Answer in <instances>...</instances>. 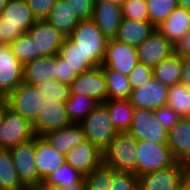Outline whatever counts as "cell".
Instances as JSON below:
<instances>
[{"mask_svg": "<svg viewBox=\"0 0 190 190\" xmlns=\"http://www.w3.org/2000/svg\"><path fill=\"white\" fill-rule=\"evenodd\" d=\"M36 22L25 0H9L0 16V44H10Z\"/></svg>", "mask_w": 190, "mask_h": 190, "instance_id": "cell-1", "label": "cell"}, {"mask_svg": "<svg viewBox=\"0 0 190 190\" xmlns=\"http://www.w3.org/2000/svg\"><path fill=\"white\" fill-rule=\"evenodd\" d=\"M137 141L129 132H118L103 151V163L118 172L137 176Z\"/></svg>", "mask_w": 190, "mask_h": 190, "instance_id": "cell-2", "label": "cell"}, {"mask_svg": "<svg viewBox=\"0 0 190 190\" xmlns=\"http://www.w3.org/2000/svg\"><path fill=\"white\" fill-rule=\"evenodd\" d=\"M68 38L87 57H91L98 66H101L108 39L92 19L80 20Z\"/></svg>", "mask_w": 190, "mask_h": 190, "instance_id": "cell-3", "label": "cell"}, {"mask_svg": "<svg viewBox=\"0 0 190 190\" xmlns=\"http://www.w3.org/2000/svg\"><path fill=\"white\" fill-rule=\"evenodd\" d=\"M80 124L86 139L97 146L102 152L109 146L118 133L103 103L98 104L92 113Z\"/></svg>", "mask_w": 190, "mask_h": 190, "instance_id": "cell-4", "label": "cell"}, {"mask_svg": "<svg viewBox=\"0 0 190 190\" xmlns=\"http://www.w3.org/2000/svg\"><path fill=\"white\" fill-rule=\"evenodd\" d=\"M137 177L173 165L174 159L167 144H155L148 140L137 141Z\"/></svg>", "mask_w": 190, "mask_h": 190, "instance_id": "cell-5", "label": "cell"}, {"mask_svg": "<svg viewBox=\"0 0 190 190\" xmlns=\"http://www.w3.org/2000/svg\"><path fill=\"white\" fill-rule=\"evenodd\" d=\"M15 169L21 182L29 190H37L41 186V177L35 165V137L9 149Z\"/></svg>", "mask_w": 190, "mask_h": 190, "instance_id": "cell-6", "label": "cell"}, {"mask_svg": "<svg viewBox=\"0 0 190 190\" xmlns=\"http://www.w3.org/2000/svg\"><path fill=\"white\" fill-rule=\"evenodd\" d=\"M35 136L32 123L8 107L0 125V149H11Z\"/></svg>", "mask_w": 190, "mask_h": 190, "instance_id": "cell-7", "label": "cell"}, {"mask_svg": "<svg viewBox=\"0 0 190 190\" xmlns=\"http://www.w3.org/2000/svg\"><path fill=\"white\" fill-rule=\"evenodd\" d=\"M6 99L10 109L33 123L45 98L37 86L23 81L6 96Z\"/></svg>", "mask_w": 190, "mask_h": 190, "instance_id": "cell-8", "label": "cell"}, {"mask_svg": "<svg viewBox=\"0 0 190 190\" xmlns=\"http://www.w3.org/2000/svg\"><path fill=\"white\" fill-rule=\"evenodd\" d=\"M128 132L136 140H148L155 144L168 143V132L151 109L135 108Z\"/></svg>", "mask_w": 190, "mask_h": 190, "instance_id": "cell-9", "label": "cell"}, {"mask_svg": "<svg viewBox=\"0 0 190 190\" xmlns=\"http://www.w3.org/2000/svg\"><path fill=\"white\" fill-rule=\"evenodd\" d=\"M138 63L137 49L135 46L115 39L108 40L101 67H107L129 76L130 72Z\"/></svg>", "mask_w": 190, "mask_h": 190, "instance_id": "cell-10", "label": "cell"}, {"mask_svg": "<svg viewBox=\"0 0 190 190\" xmlns=\"http://www.w3.org/2000/svg\"><path fill=\"white\" fill-rule=\"evenodd\" d=\"M71 124L66 110L65 102L45 98L38 112L36 120L32 123L36 135L42 136L45 133L61 129Z\"/></svg>", "mask_w": 190, "mask_h": 190, "instance_id": "cell-11", "label": "cell"}, {"mask_svg": "<svg viewBox=\"0 0 190 190\" xmlns=\"http://www.w3.org/2000/svg\"><path fill=\"white\" fill-rule=\"evenodd\" d=\"M186 164L173 165L138 177L139 190H180L182 172Z\"/></svg>", "mask_w": 190, "mask_h": 190, "instance_id": "cell-12", "label": "cell"}, {"mask_svg": "<svg viewBox=\"0 0 190 190\" xmlns=\"http://www.w3.org/2000/svg\"><path fill=\"white\" fill-rule=\"evenodd\" d=\"M70 95L94 98L99 103L107 101V84L101 66L78 75L70 84Z\"/></svg>", "mask_w": 190, "mask_h": 190, "instance_id": "cell-13", "label": "cell"}, {"mask_svg": "<svg viewBox=\"0 0 190 190\" xmlns=\"http://www.w3.org/2000/svg\"><path fill=\"white\" fill-rule=\"evenodd\" d=\"M23 82V64L10 44H0V96H7Z\"/></svg>", "mask_w": 190, "mask_h": 190, "instance_id": "cell-14", "label": "cell"}, {"mask_svg": "<svg viewBox=\"0 0 190 190\" xmlns=\"http://www.w3.org/2000/svg\"><path fill=\"white\" fill-rule=\"evenodd\" d=\"M37 46V58L58 55L66 37L46 20H36L27 31Z\"/></svg>", "mask_w": 190, "mask_h": 190, "instance_id": "cell-15", "label": "cell"}, {"mask_svg": "<svg viewBox=\"0 0 190 190\" xmlns=\"http://www.w3.org/2000/svg\"><path fill=\"white\" fill-rule=\"evenodd\" d=\"M136 49L138 62L152 68L174 53V45L157 29Z\"/></svg>", "mask_w": 190, "mask_h": 190, "instance_id": "cell-16", "label": "cell"}, {"mask_svg": "<svg viewBox=\"0 0 190 190\" xmlns=\"http://www.w3.org/2000/svg\"><path fill=\"white\" fill-rule=\"evenodd\" d=\"M168 86L152 76L147 84L133 89L130 102L134 108L155 110L167 105Z\"/></svg>", "mask_w": 190, "mask_h": 190, "instance_id": "cell-17", "label": "cell"}, {"mask_svg": "<svg viewBox=\"0 0 190 190\" xmlns=\"http://www.w3.org/2000/svg\"><path fill=\"white\" fill-rule=\"evenodd\" d=\"M65 161L72 168L87 175L103 163V152L86 139L65 155Z\"/></svg>", "mask_w": 190, "mask_h": 190, "instance_id": "cell-18", "label": "cell"}, {"mask_svg": "<svg viewBox=\"0 0 190 190\" xmlns=\"http://www.w3.org/2000/svg\"><path fill=\"white\" fill-rule=\"evenodd\" d=\"M91 19L108 40L114 39L123 19L121 6L107 0H96Z\"/></svg>", "mask_w": 190, "mask_h": 190, "instance_id": "cell-19", "label": "cell"}, {"mask_svg": "<svg viewBox=\"0 0 190 190\" xmlns=\"http://www.w3.org/2000/svg\"><path fill=\"white\" fill-rule=\"evenodd\" d=\"M35 165L43 180L66 163L65 155L59 153L43 136H35Z\"/></svg>", "mask_w": 190, "mask_h": 190, "instance_id": "cell-20", "label": "cell"}, {"mask_svg": "<svg viewBox=\"0 0 190 190\" xmlns=\"http://www.w3.org/2000/svg\"><path fill=\"white\" fill-rule=\"evenodd\" d=\"M176 162L190 165V117L181 118L168 132V143Z\"/></svg>", "mask_w": 190, "mask_h": 190, "instance_id": "cell-21", "label": "cell"}, {"mask_svg": "<svg viewBox=\"0 0 190 190\" xmlns=\"http://www.w3.org/2000/svg\"><path fill=\"white\" fill-rule=\"evenodd\" d=\"M59 153L66 155L73 147L86 140L81 124L71 123L42 135Z\"/></svg>", "mask_w": 190, "mask_h": 190, "instance_id": "cell-22", "label": "cell"}, {"mask_svg": "<svg viewBox=\"0 0 190 190\" xmlns=\"http://www.w3.org/2000/svg\"><path fill=\"white\" fill-rule=\"evenodd\" d=\"M57 55L41 56L23 65V81L31 85H40L55 79Z\"/></svg>", "mask_w": 190, "mask_h": 190, "instance_id": "cell-23", "label": "cell"}, {"mask_svg": "<svg viewBox=\"0 0 190 190\" xmlns=\"http://www.w3.org/2000/svg\"><path fill=\"white\" fill-rule=\"evenodd\" d=\"M156 29L174 45L190 31V10L178 6Z\"/></svg>", "mask_w": 190, "mask_h": 190, "instance_id": "cell-24", "label": "cell"}, {"mask_svg": "<svg viewBox=\"0 0 190 190\" xmlns=\"http://www.w3.org/2000/svg\"><path fill=\"white\" fill-rule=\"evenodd\" d=\"M155 29L156 28L150 22L123 18L114 39L137 47L143 43Z\"/></svg>", "mask_w": 190, "mask_h": 190, "instance_id": "cell-25", "label": "cell"}, {"mask_svg": "<svg viewBox=\"0 0 190 190\" xmlns=\"http://www.w3.org/2000/svg\"><path fill=\"white\" fill-rule=\"evenodd\" d=\"M58 56L67 63L71 72H75L77 75L98 67L92 58L87 57L68 37L63 41Z\"/></svg>", "mask_w": 190, "mask_h": 190, "instance_id": "cell-26", "label": "cell"}, {"mask_svg": "<svg viewBox=\"0 0 190 190\" xmlns=\"http://www.w3.org/2000/svg\"><path fill=\"white\" fill-rule=\"evenodd\" d=\"M45 20L59 30L64 37H69L80 21L65 0H57Z\"/></svg>", "mask_w": 190, "mask_h": 190, "instance_id": "cell-27", "label": "cell"}, {"mask_svg": "<svg viewBox=\"0 0 190 190\" xmlns=\"http://www.w3.org/2000/svg\"><path fill=\"white\" fill-rule=\"evenodd\" d=\"M109 117L118 132H128L132 123L134 106L129 99L107 100L103 102Z\"/></svg>", "mask_w": 190, "mask_h": 190, "instance_id": "cell-28", "label": "cell"}, {"mask_svg": "<svg viewBox=\"0 0 190 190\" xmlns=\"http://www.w3.org/2000/svg\"><path fill=\"white\" fill-rule=\"evenodd\" d=\"M0 190H29L18 176L9 149H0Z\"/></svg>", "mask_w": 190, "mask_h": 190, "instance_id": "cell-29", "label": "cell"}, {"mask_svg": "<svg viewBox=\"0 0 190 190\" xmlns=\"http://www.w3.org/2000/svg\"><path fill=\"white\" fill-rule=\"evenodd\" d=\"M183 58L172 54L153 68V77L166 86L180 83Z\"/></svg>", "mask_w": 190, "mask_h": 190, "instance_id": "cell-30", "label": "cell"}, {"mask_svg": "<svg viewBox=\"0 0 190 190\" xmlns=\"http://www.w3.org/2000/svg\"><path fill=\"white\" fill-rule=\"evenodd\" d=\"M101 68L106 78L107 100L129 99L132 88L128 76L107 67Z\"/></svg>", "mask_w": 190, "mask_h": 190, "instance_id": "cell-31", "label": "cell"}, {"mask_svg": "<svg viewBox=\"0 0 190 190\" xmlns=\"http://www.w3.org/2000/svg\"><path fill=\"white\" fill-rule=\"evenodd\" d=\"M98 104L97 100L88 96L70 95L65 102V110L71 123L80 124Z\"/></svg>", "mask_w": 190, "mask_h": 190, "instance_id": "cell-32", "label": "cell"}, {"mask_svg": "<svg viewBox=\"0 0 190 190\" xmlns=\"http://www.w3.org/2000/svg\"><path fill=\"white\" fill-rule=\"evenodd\" d=\"M167 105L181 118L190 117V90L181 83L169 86Z\"/></svg>", "mask_w": 190, "mask_h": 190, "instance_id": "cell-33", "label": "cell"}, {"mask_svg": "<svg viewBox=\"0 0 190 190\" xmlns=\"http://www.w3.org/2000/svg\"><path fill=\"white\" fill-rule=\"evenodd\" d=\"M85 177L80 171L72 168L68 163L63 164L57 171L48 175L41 186L73 185Z\"/></svg>", "mask_w": 190, "mask_h": 190, "instance_id": "cell-34", "label": "cell"}, {"mask_svg": "<svg viewBox=\"0 0 190 190\" xmlns=\"http://www.w3.org/2000/svg\"><path fill=\"white\" fill-rule=\"evenodd\" d=\"M114 169L102 163L85 175V190H110Z\"/></svg>", "mask_w": 190, "mask_h": 190, "instance_id": "cell-35", "label": "cell"}, {"mask_svg": "<svg viewBox=\"0 0 190 190\" xmlns=\"http://www.w3.org/2000/svg\"><path fill=\"white\" fill-rule=\"evenodd\" d=\"M149 22L156 28L178 7L177 0H146Z\"/></svg>", "mask_w": 190, "mask_h": 190, "instance_id": "cell-36", "label": "cell"}, {"mask_svg": "<svg viewBox=\"0 0 190 190\" xmlns=\"http://www.w3.org/2000/svg\"><path fill=\"white\" fill-rule=\"evenodd\" d=\"M10 47L23 65L37 58L36 43L27 32L11 42Z\"/></svg>", "mask_w": 190, "mask_h": 190, "instance_id": "cell-37", "label": "cell"}, {"mask_svg": "<svg viewBox=\"0 0 190 190\" xmlns=\"http://www.w3.org/2000/svg\"><path fill=\"white\" fill-rule=\"evenodd\" d=\"M44 98L66 102L70 97V85L56 79L37 85Z\"/></svg>", "mask_w": 190, "mask_h": 190, "instance_id": "cell-38", "label": "cell"}, {"mask_svg": "<svg viewBox=\"0 0 190 190\" xmlns=\"http://www.w3.org/2000/svg\"><path fill=\"white\" fill-rule=\"evenodd\" d=\"M121 11L125 19L149 22L146 0H125Z\"/></svg>", "mask_w": 190, "mask_h": 190, "instance_id": "cell-39", "label": "cell"}, {"mask_svg": "<svg viewBox=\"0 0 190 190\" xmlns=\"http://www.w3.org/2000/svg\"><path fill=\"white\" fill-rule=\"evenodd\" d=\"M153 76V68L142 63H138L130 72L128 81L132 90L144 86Z\"/></svg>", "mask_w": 190, "mask_h": 190, "instance_id": "cell-40", "label": "cell"}, {"mask_svg": "<svg viewBox=\"0 0 190 190\" xmlns=\"http://www.w3.org/2000/svg\"><path fill=\"white\" fill-rule=\"evenodd\" d=\"M110 190H139L138 177L133 173L114 170L113 182Z\"/></svg>", "mask_w": 190, "mask_h": 190, "instance_id": "cell-41", "label": "cell"}, {"mask_svg": "<svg viewBox=\"0 0 190 190\" xmlns=\"http://www.w3.org/2000/svg\"><path fill=\"white\" fill-rule=\"evenodd\" d=\"M157 120L167 132L181 119V117L168 105L153 110Z\"/></svg>", "mask_w": 190, "mask_h": 190, "instance_id": "cell-42", "label": "cell"}, {"mask_svg": "<svg viewBox=\"0 0 190 190\" xmlns=\"http://www.w3.org/2000/svg\"><path fill=\"white\" fill-rule=\"evenodd\" d=\"M36 20H45L57 0H25Z\"/></svg>", "mask_w": 190, "mask_h": 190, "instance_id": "cell-43", "label": "cell"}, {"mask_svg": "<svg viewBox=\"0 0 190 190\" xmlns=\"http://www.w3.org/2000/svg\"><path fill=\"white\" fill-rule=\"evenodd\" d=\"M79 20L91 19L94 9V0H65Z\"/></svg>", "mask_w": 190, "mask_h": 190, "instance_id": "cell-44", "label": "cell"}, {"mask_svg": "<svg viewBox=\"0 0 190 190\" xmlns=\"http://www.w3.org/2000/svg\"><path fill=\"white\" fill-rule=\"evenodd\" d=\"M66 64L67 63L57 55L55 79L59 82L70 85L78 75L75 72H71V69Z\"/></svg>", "mask_w": 190, "mask_h": 190, "instance_id": "cell-45", "label": "cell"}, {"mask_svg": "<svg viewBox=\"0 0 190 190\" xmlns=\"http://www.w3.org/2000/svg\"><path fill=\"white\" fill-rule=\"evenodd\" d=\"M174 54L190 58V31L174 44Z\"/></svg>", "mask_w": 190, "mask_h": 190, "instance_id": "cell-46", "label": "cell"}, {"mask_svg": "<svg viewBox=\"0 0 190 190\" xmlns=\"http://www.w3.org/2000/svg\"><path fill=\"white\" fill-rule=\"evenodd\" d=\"M37 190H85V177L73 184L66 186H40Z\"/></svg>", "mask_w": 190, "mask_h": 190, "instance_id": "cell-47", "label": "cell"}, {"mask_svg": "<svg viewBox=\"0 0 190 190\" xmlns=\"http://www.w3.org/2000/svg\"><path fill=\"white\" fill-rule=\"evenodd\" d=\"M180 83L190 90V58H183Z\"/></svg>", "mask_w": 190, "mask_h": 190, "instance_id": "cell-48", "label": "cell"}, {"mask_svg": "<svg viewBox=\"0 0 190 190\" xmlns=\"http://www.w3.org/2000/svg\"><path fill=\"white\" fill-rule=\"evenodd\" d=\"M180 190H190V165L183 169Z\"/></svg>", "mask_w": 190, "mask_h": 190, "instance_id": "cell-49", "label": "cell"}, {"mask_svg": "<svg viewBox=\"0 0 190 190\" xmlns=\"http://www.w3.org/2000/svg\"><path fill=\"white\" fill-rule=\"evenodd\" d=\"M9 107L7 99L5 96H0V125L2 124L4 114Z\"/></svg>", "mask_w": 190, "mask_h": 190, "instance_id": "cell-50", "label": "cell"}, {"mask_svg": "<svg viewBox=\"0 0 190 190\" xmlns=\"http://www.w3.org/2000/svg\"><path fill=\"white\" fill-rule=\"evenodd\" d=\"M178 6L184 7L187 10H190V0H177Z\"/></svg>", "mask_w": 190, "mask_h": 190, "instance_id": "cell-51", "label": "cell"}, {"mask_svg": "<svg viewBox=\"0 0 190 190\" xmlns=\"http://www.w3.org/2000/svg\"><path fill=\"white\" fill-rule=\"evenodd\" d=\"M9 0H0V16L2 14L3 9L6 7Z\"/></svg>", "mask_w": 190, "mask_h": 190, "instance_id": "cell-52", "label": "cell"}, {"mask_svg": "<svg viewBox=\"0 0 190 190\" xmlns=\"http://www.w3.org/2000/svg\"><path fill=\"white\" fill-rule=\"evenodd\" d=\"M110 1L113 4L121 6L125 0H107Z\"/></svg>", "mask_w": 190, "mask_h": 190, "instance_id": "cell-53", "label": "cell"}]
</instances>
